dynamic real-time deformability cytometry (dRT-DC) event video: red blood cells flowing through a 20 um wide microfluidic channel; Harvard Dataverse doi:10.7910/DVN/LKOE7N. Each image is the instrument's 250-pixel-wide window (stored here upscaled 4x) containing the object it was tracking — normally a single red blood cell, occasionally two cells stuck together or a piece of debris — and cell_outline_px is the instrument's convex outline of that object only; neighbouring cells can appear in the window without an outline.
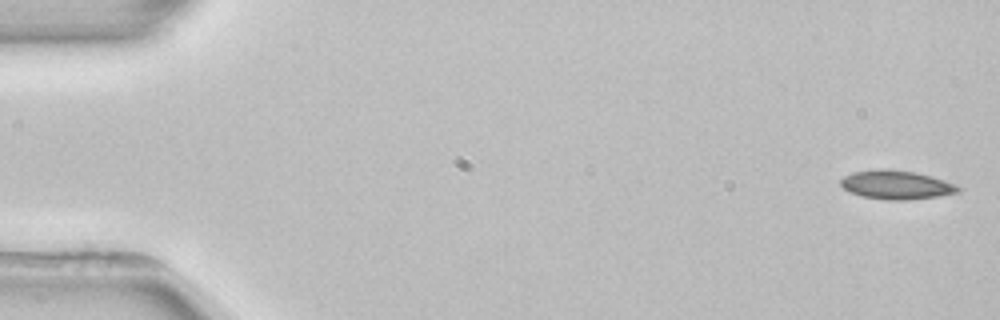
{"species": "common noctule bat (a hibernating species)", "species_latin": "Nyctalus noctula", "temperature_condition": "room temperature", "stored_images_in_passage": 4, "camera_frame_rate_fps": 3000, "um_per_image_px": 0.085, "animal": {"sex": "female", "body_mass_g": 22.7, "forearm_length_mm": 54.2}, "frame": {"image": 1, "passage_image": 1, "time_ms": 0.0, "image_size_px": [1000, 320], "cell_outline_px": [[964, 188], [960, 192], [936, 196], [908, 200], [884, 200], [864, 196], [848, 192], [840, 184], [840, 180], [844, 176], [852, 172], [880, 168], [884, 168], [912, 172], [932, 176], [944, 180]], "centroid_in_image_um": [76.18, 15.71], "position_along_channel_um": 8.8, "area_um2": 19.77}}
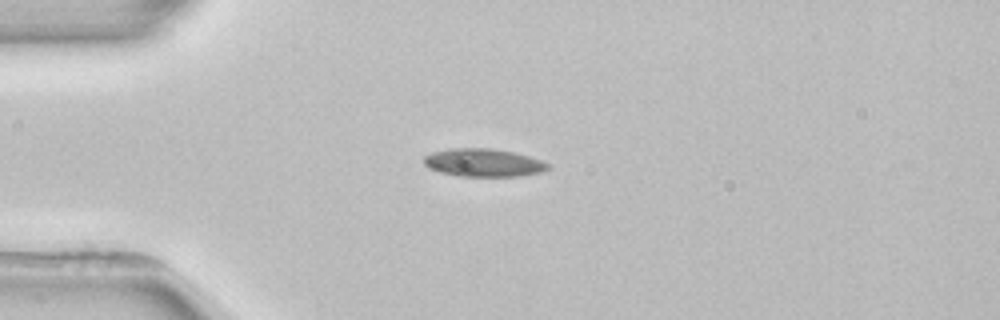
{"frame": {"image": 2, "passage_image": 4, "time_ms": 4.0, "image_size_px": [1000, 320], "cell_outline_px": [[552, 168], [540, 172], [520, 176], [460, 176], [440, 172], [428, 168], [424, 164], [424, 156], [432, 152], [452, 148], [492, 148], [516, 152], [552, 164]], "centroid_in_image_um": [41.12, 13.82], "position_along_channel_um": 43.9, "area_um2": 20.4}}